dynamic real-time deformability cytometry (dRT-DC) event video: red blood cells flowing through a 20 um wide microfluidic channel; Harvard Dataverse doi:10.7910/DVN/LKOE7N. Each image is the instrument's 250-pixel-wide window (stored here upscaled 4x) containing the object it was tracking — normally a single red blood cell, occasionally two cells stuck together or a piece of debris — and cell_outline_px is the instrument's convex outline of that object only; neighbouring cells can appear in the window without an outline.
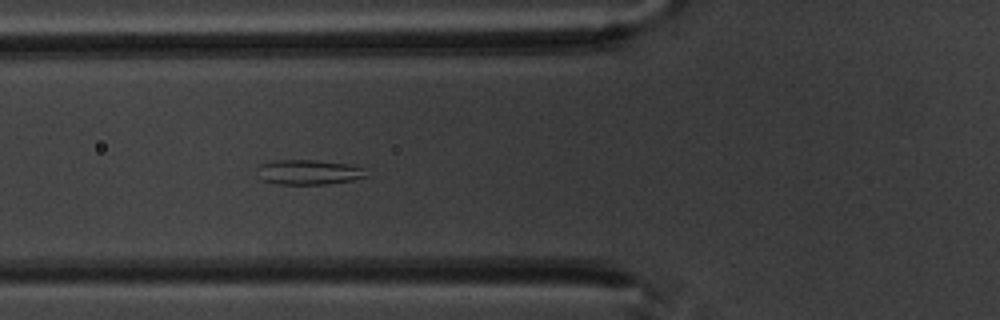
{"species": "common noctule bat (a hibernating species)", "species_latin": "Nyctalus noctula", "temperature_condition": "warm", "stored_images_in_passage": 5, "camera_frame_rate_fps": 3000, "um_per_image_px": 0.085, "animal": {"sex": "male", "body_mass_g": 20.1, "forearm_length_mm": 53.5}, "frame": {"image": 1, "passage_image": 5, "time_ms": 4.667, "image_size_px": [1000, 320], "cell_outline_px": [[368, 176], [352, 180], [328, 184], [276, 184], [264, 180], [256, 168], [260, 164], [280, 160], [316, 160], [348, 164], [368, 168]], "centroid_in_image_um": [26.32, 14.63], "position_along_channel_um": 99.5, "area_um2": 15.84}}